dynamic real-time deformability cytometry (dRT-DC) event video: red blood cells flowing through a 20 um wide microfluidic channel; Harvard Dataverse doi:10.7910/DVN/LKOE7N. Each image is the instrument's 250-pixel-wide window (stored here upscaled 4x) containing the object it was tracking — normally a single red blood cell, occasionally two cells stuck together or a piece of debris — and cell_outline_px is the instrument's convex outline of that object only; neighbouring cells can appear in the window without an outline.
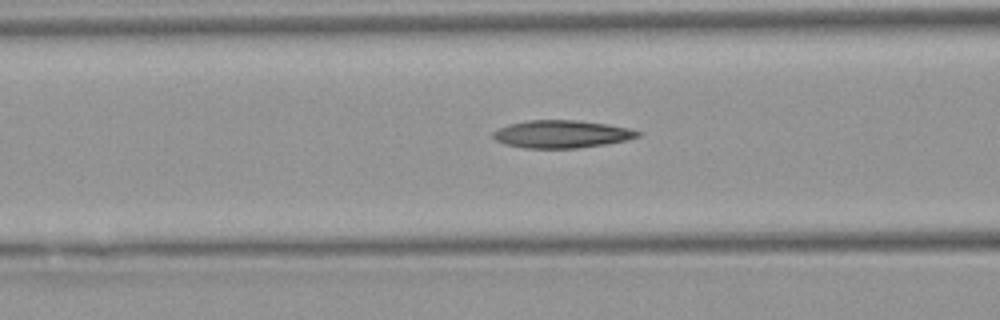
{"species": "Egyptian fruit bat (a non-hibernating species)", "species_latin": "Rousettus aegyptiacus", "temperature_condition": "warm", "stored_images_in_passage": 29, "camera_frame_rate_fps": 3000, "um_per_image_px": 0.085, "animal": {"sex": "female"}, "frame": {"image": 1, "passage_image": 8, "time_ms": 2.333, "image_size_px": [1000, 320], "cell_outline_px": [[640, 136], [628, 140], [608, 144], [576, 148], [524, 148], [504, 144], [496, 140], [492, 136], [492, 132], [508, 124], [528, 120], [576, 120], [608, 124], [628, 128], [640, 132]], "centroid_in_image_um": [47.74, 11.4], "position_along_channel_um": 118.9, "area_um2": 23.41}}
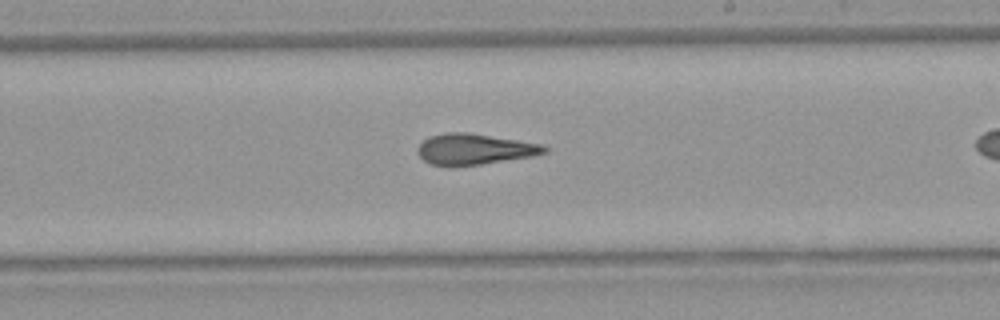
{"frame": {"image": 2, "passage_image": 18, "time_ms": 5.667, "image_size_px": [1000, 320], "cell_outline_px": [[548, 152], [532, 156], [480, 164], [452, 168], [448, 168], [432, 164], [424, 160], [416, 152], [416, 148], [428, 136], [448, 132], [468, 132], [540, 144], [548, 148]], "centroid_in_image_um": [40.26, 12.7], "position_along_channel_um": 248.7, "area_um2": 22.95}}
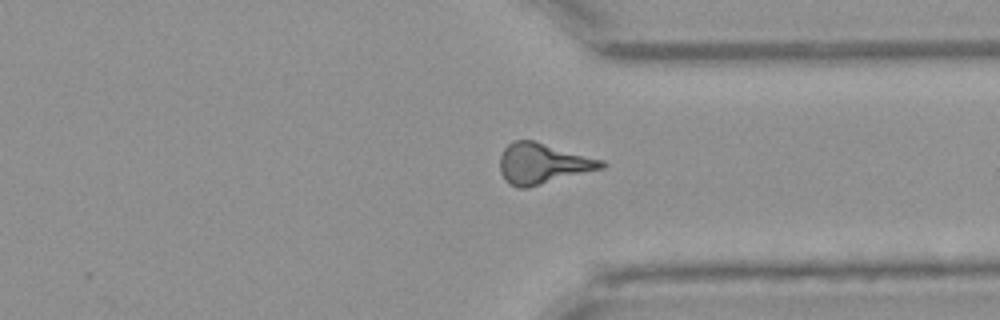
{"frame": {"image": 3, "passage_image": 27, "time_ms": 8.667, "image_size_px": [1000, 320], "cell_outline_px": [[608, 164], [604, 168], [528, 188], [520, 188], [508, 184], [504, 180], [500, 172], [500, 156], [504, 148], [508, 144], [516, 140], [532, 140], [604, 160]], "centroid_in_image_um": [46.13, 13.92], "position_along_channel_um": 365.3, "area_um2": 24.16}}